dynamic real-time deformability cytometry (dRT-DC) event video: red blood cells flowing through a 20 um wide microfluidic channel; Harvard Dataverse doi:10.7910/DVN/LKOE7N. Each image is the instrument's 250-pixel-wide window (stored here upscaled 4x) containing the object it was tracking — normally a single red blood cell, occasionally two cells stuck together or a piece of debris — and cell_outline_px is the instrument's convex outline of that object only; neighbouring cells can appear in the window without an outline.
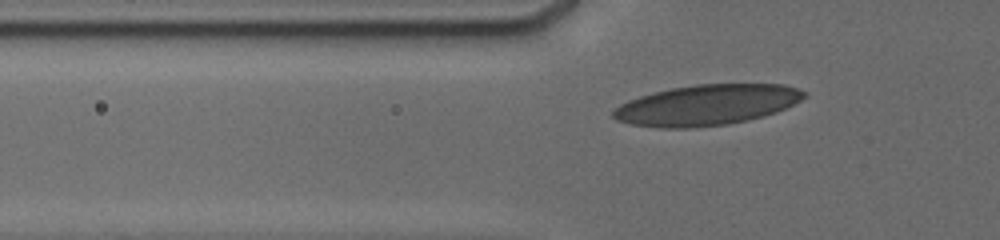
{"species": "human", "species_latin": "Homo sapiens", "temperature_condition": "cold", "stored_images_in_passage": 38, "camera_frame_rate_fps": 3000, "um_per_image_px": 0.085, "donor": {"sex": "male"}, "frame": {"image": 1, "passage_image": 2, "time_ms": 0.333, "image_size_px": [1000, 240], "cell_outline_px": [[808, 96], [776, 112], [764, 116], [748, 120], [728, 124], [688, 128], [660, 128], [632, 124], [616, 120], [612, 116], [612, 108], [628, 100], [640, 96], [672, 88], [696, 84], [784, 84], [808, 92]], "centroid_in_image_um": [60.07, 8.92], "position_along_channel_um": 65.7, "area_um2": 45.14}}
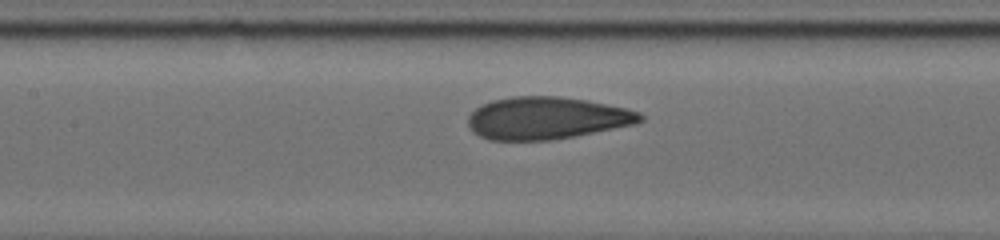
{"frame": {"image": 2, "passage_image": 22, "time_ms": 3.0, "image_size_px": [1000, 240], "cell_outline_px": [[644, 120], [636, 124], [552, 140], [488, 140], [472, 132], [468, 128], [468, 116], [476, 108], [492, 100], [512, 96], [560, 96], [588, 100], [624, 108], [640, 112], [644, 116]], "centroid_in_image_um": [46.45, 10.04], "position_along_channel_um": 160.9, "area_um2": 42.54}}
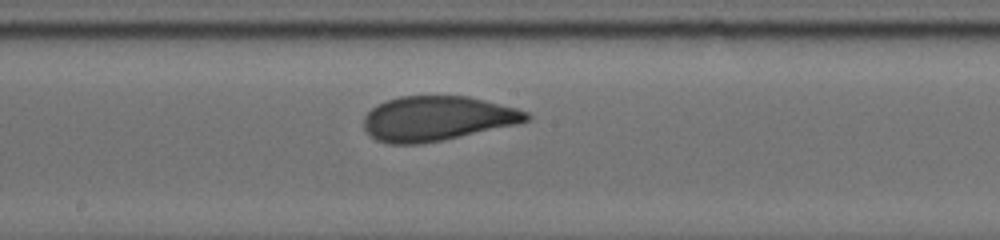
{"frame": {"image": 3, "passage_image": 32, "time_ms": 4.333, "image_size_px": [1000, 240], "cell_outline_px": [[532, 116], [528, 120], [516, 124], [440, 140], [420, 144], [388, 144], [376, 140], [364, 128], [364, 116], [372, 108], [388, 100], [400, 96], [468, 96], [516, 108], [528, 112]], "centroid_in_image_um": [37.14, 10.07], "position_along_channel_um": 211.1, "area_um2": 41.85}}